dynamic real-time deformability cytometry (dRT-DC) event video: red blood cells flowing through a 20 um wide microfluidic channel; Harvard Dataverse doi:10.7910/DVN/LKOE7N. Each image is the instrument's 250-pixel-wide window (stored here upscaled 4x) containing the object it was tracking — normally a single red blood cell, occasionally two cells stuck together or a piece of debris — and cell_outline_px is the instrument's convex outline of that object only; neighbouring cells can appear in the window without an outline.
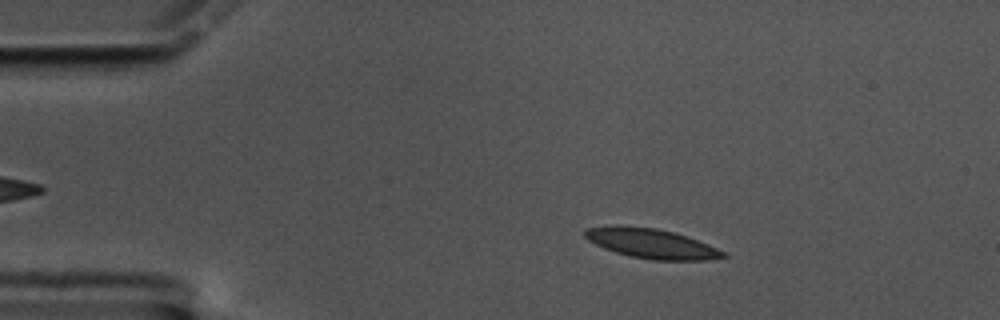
{"species": "common noctule bat (a hibernating species)", "species_latin": "Nyctalus noctula", "temperature_condition": "cold", "stored_images_in_passage": 50, "camera_frame_rate_fps": 3000, "um_per_image_px": 0.085, "animal": {"sex": "male", "body_mass_g": 17.5, "forearm_length_mm": 52.3}, "frame": {"image": 1, "passage_image": 10, "time_ms": 3.0, "image_size_px": [1000, 320], "cell_outline_px": [[728, 256], [708, 260], [652, 260], [628, 256], [604, 248], [588, 240], [584, 236], [584, 228], [656, 228], [676, 232], [708, 244], [728, 252]], "centroid_in_image_um": [55.5, 20.75], "position_along_channel_um": 29.5, "area_um2": 23.29}}
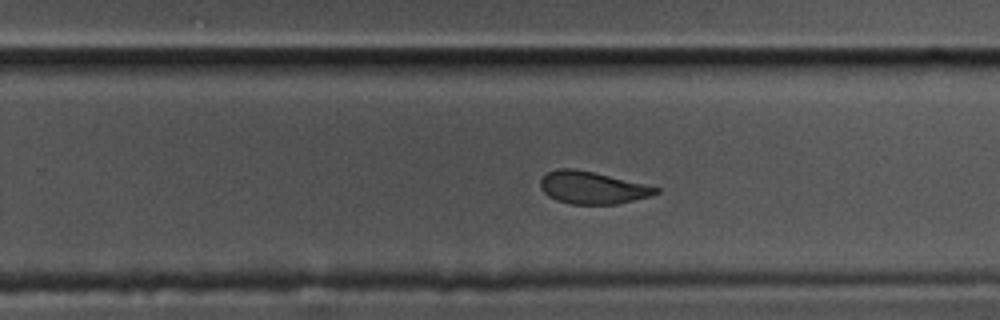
{"frame": {"image": 2, "passage_image": 37, "time_ms": 12.0, "image_size_px": [1000, 320], "cell_outline_px": [[660, 192], [652, 196], [616, 204], [572, 204], [556, 200], [548, 196], [540, 188], [540, 180], [548, 172], [556, 168], [572, 168], [592, 172], [660, 188]], "centroid_in_image_um": [50.33, 15.96], "position_along_channel_um": 279.5, "area_um2": 21.56}}
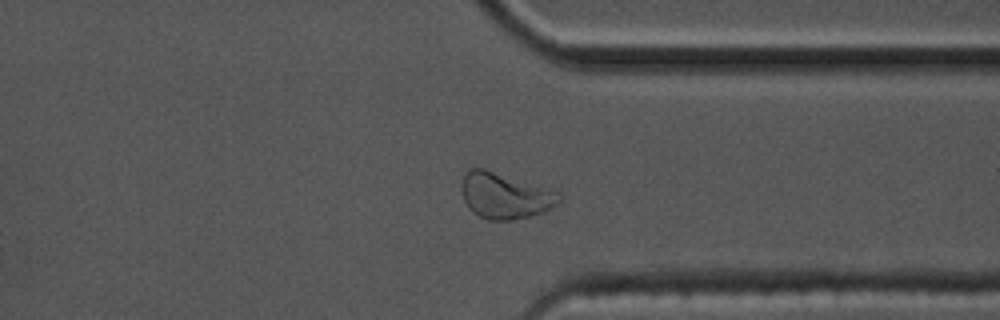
{"frame": {"image": 3, "passage_image": 45, "time_ms": 14.667, "image_size_px": [1000, 320], "cell_outline_px": [[560, 200], [552, 208], [544, 212], [532, 216], [508, 220], [488, 220], [472, 212], [468, 208], [464, 200], [464, 176], [468, 168], [484, 168], [560, 192]], "centroid_in_image_um": [42.94, 16.65], "position_along_channel_um": 368.5, "area_um2": 25.78}, "authors_computed_cell_mechanics": {"area_um2": 23.2356, "velocity_mm_per_s": 3.3657, "shape_relaxation_time_tau1_ms": 5.4234, "shape_relaxation_time_tau2_ms": 1.2645, "deformation_change_tau1": 0.1474, "deformation_change_tau2": 0.0471}}